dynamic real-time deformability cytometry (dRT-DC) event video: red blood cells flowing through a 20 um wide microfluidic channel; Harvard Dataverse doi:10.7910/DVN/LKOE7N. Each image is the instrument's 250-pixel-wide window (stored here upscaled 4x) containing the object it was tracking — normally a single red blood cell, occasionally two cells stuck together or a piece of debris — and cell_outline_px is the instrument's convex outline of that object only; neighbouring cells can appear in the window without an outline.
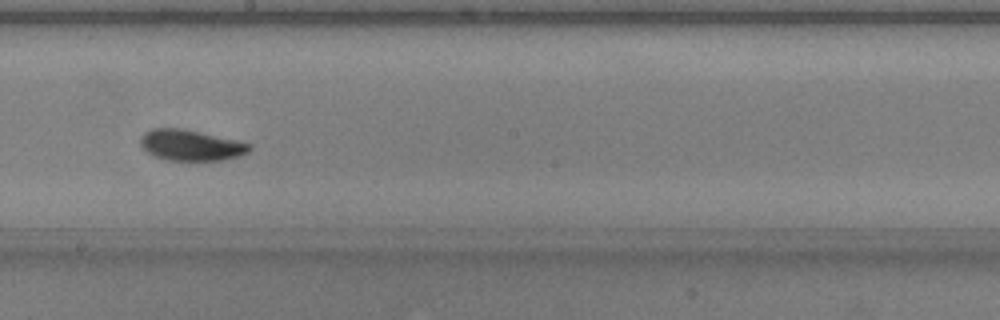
{"species": "common noctule bat (a hibernating species)", "species_latin": "Nyctalus noctula", "temperature_condition": "warm", "stored_images_in_passage": 39, "camera_frame_rate_fps": 3000, "um_per_image_px": 0.085, "animal": {"sex": "male", "body_mass_g": 20.5, "forearm_length_mm": 52.5}, "frame": {"image": 1, "passage_image": 17, "time_ms": 5.333, "image_size_px": [1000, 320], "cell_outline_px": [[252, 148], [248, 152], [240, 156], [224, 160], [164, 160], [148, 152], [140, 144], [140, 136], [144, 132], [152, 128], [184, 128], [236, 140], [252, 144]], "centroid_in_image_um": [16.23, 12.33], "position_along_channel_um": 232.0, "area_um2": 19.71}}
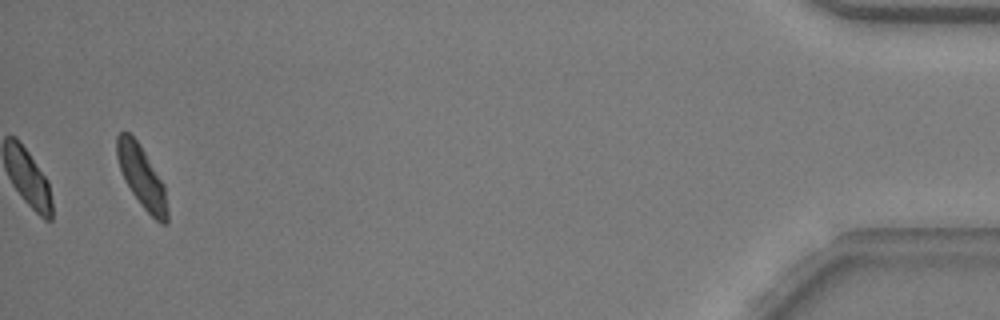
{"frame": {"image": 2, "passage_image": 39, "time_ms": 12.667, "image_size_px": [1000, 320], "cell_outline_px": [[168, 224], [160, 224], [140, 204], [124, 180], [116, 156], [116, 136], [120, 132], [128, 132], [136, 140], [144, 152], [164, 184], [168, 208]], "centroid_in_image_um": [12.05, 15.07], "position_along_channel_um": 423.1, "area_um2": 18.03}, "authors_computed_cell_mechanics": {"area_um2": 18.9006, "velocity_mm_per_s": 3.7625, "shape_relaxation_time_tau1_ms": 1.8087, "shape_relaxation_time_tau2_ms": 1.8775, "deformation_change_tau1": 0.093, "deformation_change_tau2": 0.0596}}